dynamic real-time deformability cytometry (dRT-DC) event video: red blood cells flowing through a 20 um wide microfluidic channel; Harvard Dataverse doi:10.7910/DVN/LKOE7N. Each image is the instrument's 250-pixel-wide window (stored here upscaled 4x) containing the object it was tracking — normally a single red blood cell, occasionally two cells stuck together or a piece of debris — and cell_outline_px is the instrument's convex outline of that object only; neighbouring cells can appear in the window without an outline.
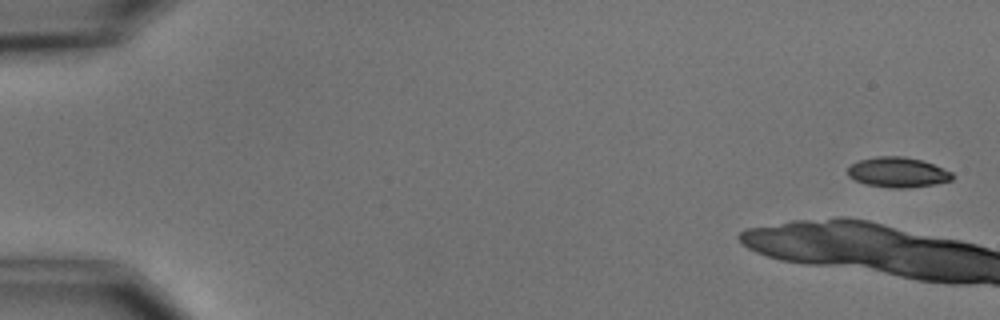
{"species": "common noctule bat (a hibernating species)", "species_latin": "Nyctalus noctula", "temperature_condition": "cold", "stored_images_in_passage": 4, "camera_frame_rate_fps": 3000, "um_per_image_px": 0.085, "animal": {"sex": "male", "body_mass_g": 15.6}, "frame": {"image": 1, "passage_image": 1, "time_ms": 0.0, "image_size_px": [1000, 320], "cell_outline_px": [[956, 176], [952, 180], [936, 184], [908, 188], [892, 188], [868, 184], [856, 180], [848, 176], [848, 168], [852, 164], [860, 160], [876, 156], [904, 156], [924, 160], [952, 172]], "centroid_in_image_um": [76.37, 14.64], "position_along_channel_um": 8.6, "area_um2": 18.44}}